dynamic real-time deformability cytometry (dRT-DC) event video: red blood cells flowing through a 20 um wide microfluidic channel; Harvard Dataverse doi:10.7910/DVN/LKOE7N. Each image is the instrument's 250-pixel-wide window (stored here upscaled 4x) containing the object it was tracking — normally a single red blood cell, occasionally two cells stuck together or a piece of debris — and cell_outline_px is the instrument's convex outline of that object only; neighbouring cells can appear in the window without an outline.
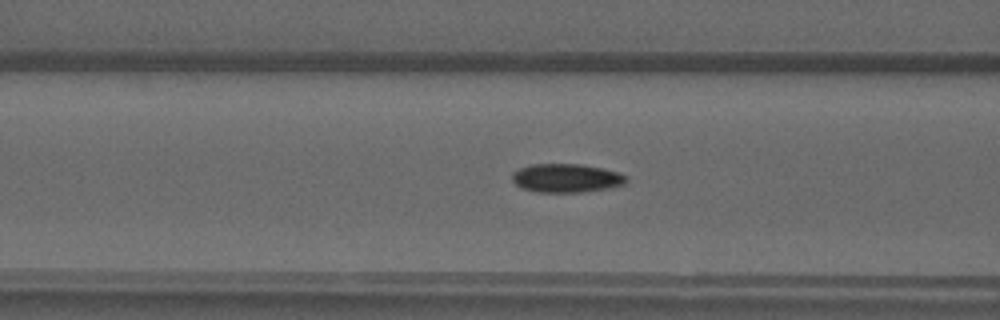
{"species": "common noctule bat (a hibernating species)", "species_latin": "Nyctalus noctula", "temperature_condition": "warm", "stored_images_in_passage": 50, "camera_frame_rate_fps": 3000, "um_per_image_px": 0.085, "animal": {"sex": "male", "forearm_length_mm": 52.5}, "frame": {"image": 1, "passage_image": 20, "time_ms": 6.333, "image_size_px": [1000, 320], "cell_outline_px": [[628, 180], [624, 184], [608, 188], [580, 192], [536, 192], [520, 188], [512, 180], [512, 172], [520, 168], [532, 164], [580, 164], [600, 168], [616, 172], [628, 176]], "centroid_in_image_um": [48.11, 15.14], "position_along_channel_um": 118.5, "area_um2": 19.02}}
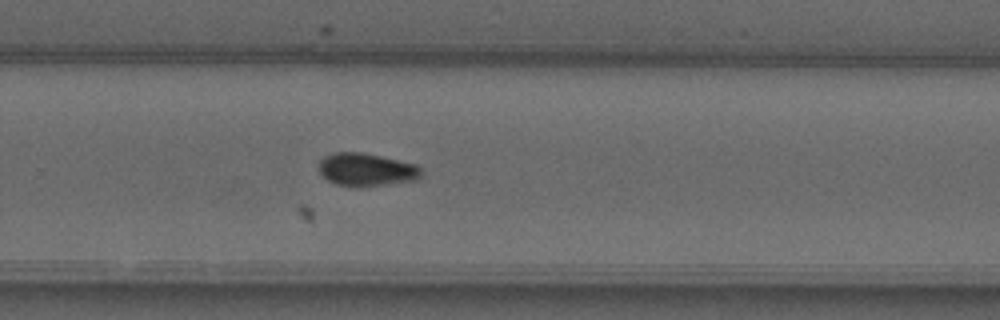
{"frame": {"image": 2, "passage_image": 33, "time_ms": 10.667, "image_size_px": [1000, 320], "cell_outline_px": [[420, 176], [412, 180], [356, 188], [336, 184], [328, 180], [320, 172], [320, 160], [324, 156], [332, 152], [360, 152], [380, 156], [416, 164], [420, 168]], "centroid_in_image_um": [31.09, 14.41], "position_along_channel_um": 298.7, "area_um2": 19.42}}
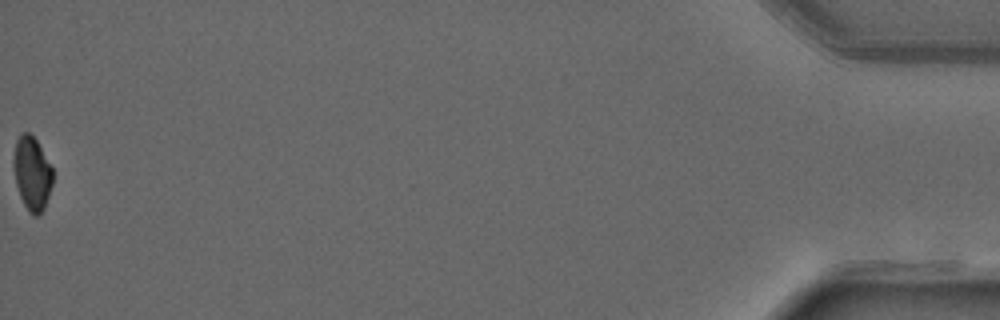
{"frame": {"image": 3, "passage_image": 50, "time_ms": 16.333, "image_size_px": [1000, 320], "cell_outline_px": [[52, 184], [44, 208], [40, 216], [36, 216], [28, 212], [20, 196], [16, 184], [12, 164], [12, 160], [16, 140], [24, 132], [28, 132], [36, 140], [52, 168]], "centroid_in_image_um": [2.7, 14.76], "position_along_channel_um": 432.5, "area_um2": 16.7}}